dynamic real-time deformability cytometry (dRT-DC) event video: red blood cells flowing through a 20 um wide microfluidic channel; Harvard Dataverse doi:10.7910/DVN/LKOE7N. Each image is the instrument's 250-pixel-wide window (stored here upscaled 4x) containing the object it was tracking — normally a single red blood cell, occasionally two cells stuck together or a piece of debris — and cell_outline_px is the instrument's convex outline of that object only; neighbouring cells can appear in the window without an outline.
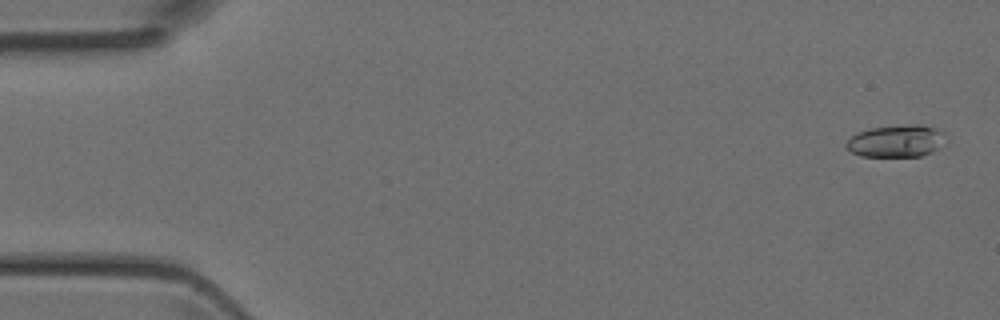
{"species": "Egyptian fruit bat (a non-hibernating species)", "species_latin": "Rousettus aegyptiacus", "temperature_condition": "room temperature", "stored_images_in_passage": 6, "camera_frame_rate_fps": 3000, "um_per_image_px": 0.085, "animal": {"sex": "female"}, "frame": {"image": 1, "passage_image": 1, "time_ms": 0.0, "image_size_px": [1000, 320], "cell_outline_px": [[944, 132], [936, 148], [932, 152], [920, 156], [860, 156], [852, 152], [844, 144], [856, 132], [868, 128], [904, 124], [924, 124], [936, 128]], "centroid_in_image_um": [76.11, 11.96], "position_along_channel_um": 8.9, "area_um2": 18.5}}
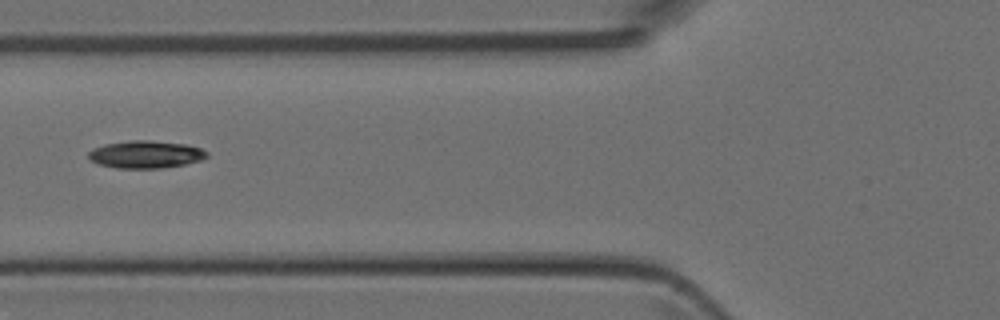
{"frame": {"image": 2, "passage_image": 5, "time_ms": 1.333, "image_size_px": [1000, 320], "cell_outline_px": [[208, 156], [200, 160], [184, 164], [164, 168], [116, 168], [100, 164], [92, 160], [88, 156], [88, 152], [92, 148], [104, 144], [128, 140], [152, 140], [188, 144], [200, 148], [208, 152]], "centroid_in_image_um": [12.39, 13.11], "position_along_channel_um": 113.4, "area_um2": 19.07}}
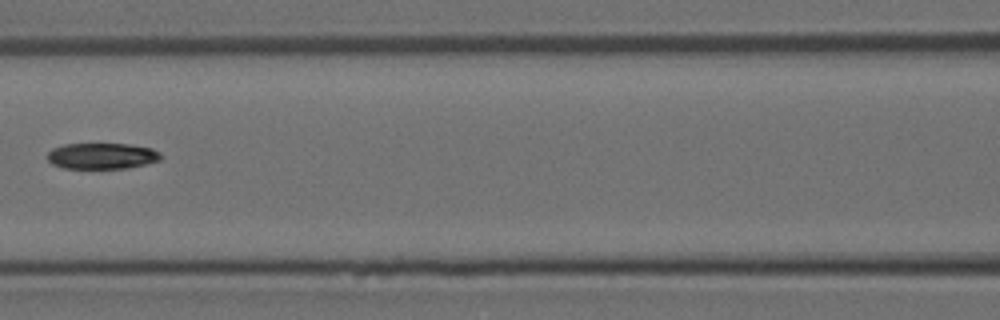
{"frame": {"image": 3, "passage_image": 6, "time_ms": 1.667, "image_size_px": [1000, 320], "cell_outline_px": [[160, 160], [148, 164], [128, 168], [64, 168], [52, 164], [48, 160], [48, 152], [52, 148], [64, 144], [128, 144], [152, 148], [160, 152]], "centroid_in_image_um": [8.67, 13.26], "position_along_channel_um": 157.9, "area_um2": 17.22}}